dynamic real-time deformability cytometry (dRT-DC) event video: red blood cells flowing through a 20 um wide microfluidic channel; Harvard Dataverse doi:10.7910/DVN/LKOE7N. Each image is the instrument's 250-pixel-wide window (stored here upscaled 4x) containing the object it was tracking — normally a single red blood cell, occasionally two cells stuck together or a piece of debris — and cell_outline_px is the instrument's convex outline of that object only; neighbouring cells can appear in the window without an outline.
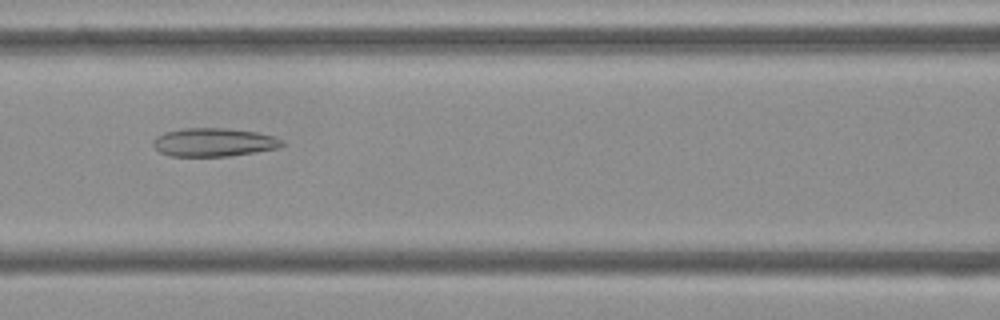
{"species": "Egyptian fruit bat (a non-hibernating species)", "species_latin": "Rousettus aegyptiacus", "temperature_condition": "cold", "stored_images_in_passage": 53, "camera_frame_rate_fps": 3000, "um_per_image_px": 0.085, "frame": {"image": 1, "passage_image": 23, "time_ms": 7.333, "image_size_px": [1000, 320], "cell_outline_px": [[284, 144], [280, 148], [256, 152], [228, 156], [168, 156], [160, 152], [152, 144], [152, 140], [156, 136], [164, 132], [184, 128], [228, 128], [256, 132], [272, 136], [284, 140]], "centroid_in_image_um": [18.17, 12.09], "position_along_channel_um": 148.4, "area_um2": 21.5}}
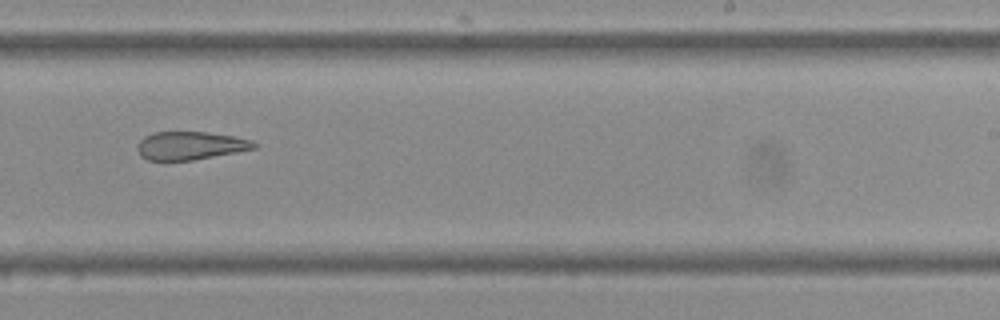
{"frame": {"image": 2, "passage_image": 33, "time_ms": 10.667, "image_size_px": [1000, 320], "cell_outline_px": [[256, 148], [236, 152], [192, 160], [148, 160], [140, 156], [136, 148], [136, 144], [144, 136], [152, 132], [208, 132], [236, 136], [252, 140], [256, 144]], "centroid_in_image_um": [16.14, 12.37], "position_along_channel_um": 272.9, "area_um2": 19.25}}
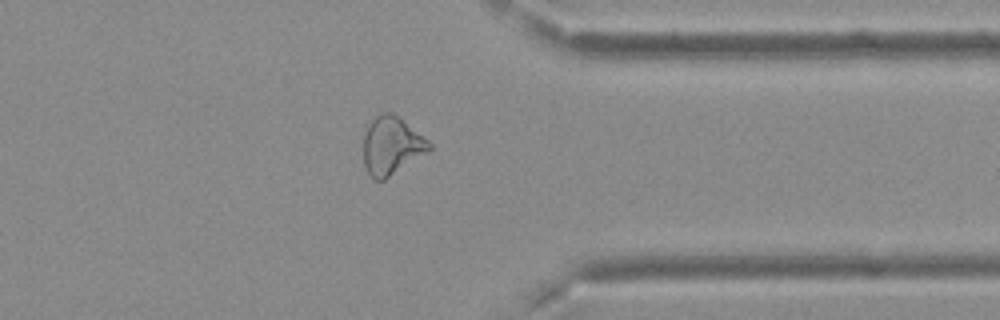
{"frame": {"image": 3, "passage_image": 42, "time_ms": 13.667, "image_size_px": [1000, 320], "cell_outline_px": [[432, 148], [428, 152], [384, 180], [372, 180], [364, 164], [364, 132], [368, 124], [376, 116], [384, 112], [392, 112], [428, 140], [432, 144]], "centroid_in_image_um": [33.27, 12.4], "position_along_channel_um": 378.1, "area_um2": 22.08}, "authors_computed_cell_mechanics": {"area_um2": 24.3338, "velocity_mm_per_s": 3.7453, "shape_relaxation_time_tau1_ms": null, "shape_relaxation_time_tau2_ms": 4.5472, "deformation_change_tau1": null, "deformation_change_tau2": 0.145}}